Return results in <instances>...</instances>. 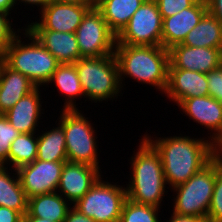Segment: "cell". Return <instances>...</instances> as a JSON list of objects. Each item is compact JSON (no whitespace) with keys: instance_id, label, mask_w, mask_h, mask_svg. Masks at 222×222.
Masks as SVG:
<instances>
[{"instance_id":"6da1fadb","label":"cell","mask_w":222,"mask_h":222,"mask_svg":"<svg viewBox=\"0 0 222 222\" xmlns=\"http://www.w3.org/2000/svg\"><path fill=\"white\" fill-rule=\"evenodd\" d=\"M160 155L170 189L187 182L217 155L218 147L209 138H191L183 134L170 137L143 136ZM207 139V140H205Z\"/></svg>"},{"instance_id":"7a4b0ae2","label":"cell","mask_w":222,"mask_h":222,"mask_svg":"<svg viewBox=\"0 0 222 222\" xmlns=\"http://www.w3.org/2000/svg\"><path fill=\"white\" fill-rule=\"evenodd\" d=\"M137 152L131 157V181L126 184L127 198L138 204L152 205L161 208L165 197V180L160 155L144 138L140 139Z\"/></svg>"},{"instance_id":"3957f363","label":"cell","mask_w":222,"mask_h":222,"mask_svg":"<svg viewBox=\"0 0 222 222\" xmlns=\"http://www.w3.org/2000/svg\"><path fill=\"white\" fill-rule=\"evenodd\" d=\"M115 57L119 66L120 82L125 77L139 84L153 86L164 93L167 86L169 52L162 46H130L116 44ZM163 92V93H162Z\"/></svg>"},{"instance_id":"277c9868","label":"cell","mask_w":222,"mask_h":222,"mask_svg":"<svg viewBox=\"0 0 222 222\" xmlns=\"http://www.w3.org/2000/svg\"><path fill=\"white\" fill-rule=\"evenodd\" d=\"M22 31L21 34L28 38L25 41L30 42H22L24 38L18 33L2 54V61L12 70L28 77L36 87L48 86L60 63L31 32L25 27Z\"/></svg>"},{"instance_id":"5b68a950","label":"cell","mask_w":222,"mask_h":222,"mask_svg":"<svg viewBox=\"0 0 222 222\" xmlns=\"http://www.w3.org/2000/svg\"><path fill=\"white\" fill-rule=\"evenodd\" d=\"M84 97L93 103L117 99L122 86L115 54L80 58L75 63Z\"/></svg>"},{"instance_id":"8992f818","label":"cell","mask_w":222,"mask_h":222,"mask_svg":"<svg viewBox=\"0 0 222 222\" xmlns=\"http://www.w3.org/2000/svg\"><path fill=\"white\" fill-rule=\"evenodd\" d=\"M61 111L58 123L65 134L67 160L100 169L95 127L79 109L62 108Z\"/></svg>"},{"instance_id":"52a82bcc","label":"cell","mask_w":222,"mask_h":222,"mask_svg":"<svg viewBox=\"0 0 222 222\" xmlns=\"http://www.w3.org/2000/svg\"><path fill=\"white\" fill-rule=\"evenodd\" d=\"M216 157L187 182L174 188L173 213L207 219L215 186Z\"/></svg>"},{"instance_id":"ba28073f","label":"cell","mask_w":222,"mask_h":222,"mask_svg":"<svg viewBox=\"0 0 222 222\" xmlns=\"http://www.w3.org/2000/svg\"><path fill=\"white\" fill-rule=\"evenodd\" d=\"M102 179L101 176L72 206L96 222H119L127 199L126 187Z\"/></svg>"},{"instance_id":"9c48e42d","label":"cell","mask_w":222,"mask_h":222,"mask_svg":"<svg viewBox=\"0 0 222 222\" xmlns=\"http://www.w3.org/2000/svg\"><path fill=\"white\" fill-rule=\"evenodd\" d=\"M75 36L80 58L114 54L117 35L109 28L101 11L95 5L84 15Z\"/></svg>"},{"instance_id":"30bf717a","label":"cell","mask_w":222,"mask_h":222,"mask_svg":"<svg viewBox=\"0 0 222 222\" xmlns=\"http://www.w3.org/2000/svg\"><path fill=\"white\" fill-rule=\"evenodd\" d=\"M163 18L155 0H145L117 35L116 44L162 46Z\"/></svg>"},{"instance_id":"8fae6325","label":"cell","mask_w":222,"mask_h":222,"mask_svg":"<svg viewBox=\"0 0 222 222\" xmlns=\"http://www.w3.org/2000/svg\"><path fill=\"white\" fill-rule=\"evenodd\" d=\"M66 161L35 160L17 169L26 197L56 192L63 165Z\"/></svg>"},{"instance_id":"7c38bea8","label":"cell","mask_w":222,"mask_h":222,"mask_svg":"<svg viewBox=\"0 0 222 222\" xmlns=\"http://www.w3.org/2000/svg\"><path fill=\"white\" fill-rule=\"evenodd\" d=\"M93 6L51 1L40 11L39 20L28 23L25 27L27 30H55L75 33L86 12Z\"/></svg>"},{"instance_id":"4fadbf2b","label":"cell","mask_w":222,"mask_h":222,"mask_svg":"<svg viewBox=\"0 0 222 222\" xmlns=\"http://www.w3.org/2000/svg\"><path fill=\"white\" fill-rule=\"evenodd\" d=\"M189 119L211 131L208 138L219 147L222 144V103L215 98L197 96L182 100L178 105Z\"/></svg>"},{"instance_id":"5bb4252c","label":"cell","mask_w":222,"mask_h":222,"mask_svg":"<svg viewBox=\"0 0 222 222\" xmlns=\"http://www.w3.org/2000/svg\"><path fill=\"white\" fill-rule=\"evenodd\" d=\"M168 69H184L207 74L222 65L220 48L190 47L178 44L170 49Z\"/></svg>"},{"instance_id":"9a60e30c","label":"cell","mask_w":222,"mask_h":222,"mask_svg":"<svg viewBox=\"0 0 222 222\" xmlns=\"http://www.w3.org/2000/svg\"><path fill=\"white\" fill-rule=\"evenodd\" d=\"M101 176V169L97 167L66 161L61 171L57 192L73 205Z\"/></svg>"},{"instance_id":"2e32d148","label":"cell","mask_w":222,"mask_h":222,"mask_svg":"<svg viewBox=\"0 0 222 222\" xmlns=\"http://www.w3.org/2000/svg\"><path fill=\"white\" fill-rule=\"evenodd\" d=\"M208 11L206 0H198L192 7H188L177 14L164 18L162 23V47L182 44L187 34L200 22Z\"/></svg>"},{"instance_id":"e0dca14e","label":"cell","mask_w":222,"mask_h":222,"mask_svg":"<svg viewBox=\"0 0 222 222\" xmlns=\"http://www.w3.org/2000/svg\"><path fill=\"white\" fill-rule=\"evenodd\" d=\"M163 94L177 105L187 98L207 96L206 74L184 69H168L167 86Z\"/></svg>"},{"instance_id":"ac0fdd59","label":"cell","mask_w":222,"mask_h":222,"mask_svg":"<svg viewBox=\"0 0 222 222\" xmlns=\"http://www.w3.org/2000/svg\"><path fill=\"white\" fill-rule=\"evenodd\" d=\"M40 87L23 96L4 115L19 133H36L41 119L42 103ZM37 127V129H36Z\"/></svg>"},{"instance_id":"d6986e66","label":"cell","mask_w":222,"mask_h":222,"mask_svg":"<svg viewBox=\"0 0 222 222\" xmlns=\"http://www.w3.org/2000/svg\"><path fill=\"white\" fill-rule=\"evenodd\" d=\"M60 63H75L80 59L75 33L55 30H28Z\"/></svg>"},{"instance_id":"ffe728a7","label":"cell","mask_w":222,"mask_h":222,"mask_svg":"<svg viewBox=\"0 0 222 222\" xmlns=\"http://www.w3.org/2000/svg\"><path fill=\"white\" fill-rule=\"evenodd\" d=\"M35 88L28 77L12 70L3 61L0 62V114L6 113Z\"/></svg>"},{"instance_id":"44dd1931","label":"cell","mask_w":222,"mask_h":222,"mask_svg":"<svg viewBox=\"0 0 222 222\" xmlns=\"http://www.w3.org/2000/svg\"><path fill=\"white\" fill-rule=\"evenodd\" d=\"M71 203L61 196L57 191L37 195L28 199L26 216L45 218L53 222H63Z\"/></svg>"},{"instance_id":"7402d4cb","label":"cell","mask_w":222,"mask_h":222,"mask_svg":"<svg viewBox=\"0 0 222 222\" xmlns=\"http://www.w3.org/2000/svg\"><path fill=\"white\" fill-rule=\"evenodd\" d=\"M13 170L8 169V166H0V206L13 209L24 216L27 213L28 198L22 188L17 169ZM12 171L15 172L13 175Z\"/></svg>"},{"instance_id":"603a6c76","label":"cell","mask_w":222,"mask_h":222,"mask_svg":"<svg viewBox=\"0 0 222 222\" xmlns=\"http://www.w3.org/2000/svg\"><path fill=\"white\" fill-rule=\"evenodd\" d=\"M182 44L222 50V23L207 11L200 22L187 34Z\"/></svg>"},{"instance_id":"cb8c5ba5","label":"cell","mask_w":222,"mask_h":222,"mask_svg":"<svg viewBox=\"0 0 222 222\" xmlns=\"http://www.w3.org/2000/svg\"><path fill=\"white\" fill-rule=\"evenodd\" d=\"M49 83H54L59 93L64 94L65 103L63 109L78 108L76 107L75 99L84 97V92L74 63L59 64Z\"/></svg>"},{"instance_id":"d4e9b609","label":"cell","mask_w":222,"mask_h":222,"mask_svg":"<svg viewBox=\"0 0 222 222\" xmlns=\"http://www.w3.org/2000/svg\"><path fill=\"white\" fill-rule=\"evenodd\" d=\"M145 0H99L95 6L101 11L109 28L118 35Z\"/></svg>"},{"instance_id":"484cf974","label":"cell","mask_w":222,"mask_h":222,"mask_svg":"<svg viewBox=\"0 0 222 222\" xmlns=\"http://www.w3.org/2000/svg\"><path fill=\"white\" fill-rule=\"evenodd\" d=\"M57 125L56 128L54 127L49 131H41V134L37 133V160L50 162L68 161L63 127L59 123Z\"/></svg>"},{"instance_id":"4316f807","label":"cell","mask_w":222,"mask_h":222,"mask_svg":"<svg viewBox=\"0 0 222 222\" xmlns=\"http://www.w3.org/2000/svg\"><path fill=\"white\" fill-rule=\"evenodd\" d=\"M37 133H20L11 143L8 166L12 169L32 163L37 159Z\"/></svg>"},{"instance_id":"83f0119b","label":"cell","mask_w":222,"mask_h":222,"mask_svg":"<svg viewBox=\"0 0 222 222\" xmlns=\"http://www.w3.org/2000/svg\"><path fill=\"white\" fill-rule=\"evenodd\" d=\"M159 210L156 206L138 204L127 198L119 222H161V218H158Z\"/></svg>"},{"instance_id":"f1b7e54d","label":"cell","mask_w":222,"mask_h":222,"mask_svg":"<svg viewBox=\"0 0 222 222\" xmlns=\"http://www.w3.org/2000/svg\"><path fill=\"white\" fill-rule=\"evenodd\" d=\"M207 222H222V157L219 154L216 156L215 186Z\"/></svg>"},{"instance_id":"f546056e","label":"cell","mask_w":222,"mask_h":222,"mask_svg":"<svg viewBox=\"0 0 222 222\" xmlns=\"http://www.w3.org/2000/svg\"><path fill=\"white\" fill-rule=\"evenodd\" d=\"M19 134L7 117L0 114V166L7 167L10 145Z\"/></svg>"},{"instance_id":"4dcf8cb0","label":"cell","mask_w":222,"mask_h":222,"mask_svg":"<svg viewBox=\"0 0 222 222\" xmlns=\"http://www.w3.org/2000/svg\"><path fill=\"white\" fill-rule=\"evenodd\" d=\"M11 16L0 12V54L2 55L6 48L11 44L14 37L21 31L22 28L17 30L13 28V22L10 21ZM16 30V31H15Z\"/></svg>"},{"instance_id":"1f68e13d","label":"cell","mask_w":222,"mask_h":222,"mask_svg":"<svg viewBox=\"0 0 222 222\" xmlns=\"http://www.w3.org/2000/svg\"><path fill=\"white\" fill-rule=\"evenodd\" d=\"M162 18L177 14L185 8L192 7L198 0H155Z\"/></svg>"},{"instance_id":"d6a6232c","label":"cell","mask_w":222,"mask_h":222,"mask_svg":"<svg viewBox=\"0 0 222 222\" xmlns=\"http://www.w3.org/2000/svg\"><path fill=\"white\" fill-rule=\"evenodd\" d=\"M208 95L222 103V65L206 74Z\"/></svg>"},{"instance_id":"836d02e7","label":"cell","mask_w":222,"mask_h":222,"mask_svg":"<svg viewBox=\"0 0 222 222\" xmlns=\"http://www.w3.org/2000/svg\"><path fill=\"white\" fill-rule=\"evenodd\" d=\"M23 216L10 208L0 206V222H20Z\"/></svg>"},{"instance_id":"e575fe53","label":"cell","mask_w":222,"mask_h":222,"mask_svg":"<svg viewBox=\"0 0 222 222\" xmlns=\"http://www.w3.org/2000/svg\"><path fill=\"white\" fill-rule=\"evenodd\" d=\"M63 222H96V221L82 214L72 206Z\"/></svg>"},{"instance_id":"d590c367","label":"cell","mask_w":222,"mask_h":222,"mask_svg":"<svg viewBox=\"0 0 222 222\" xmlns=\"http://www.w3.org/2000/svg\"><path fill=\"white\" fill-rule=\"evenodd\" d=\"M208 11L222 23V0H206Z\"/></svg>"},{"instance_id":"8d00e7d4","label":"cell","mask_w":222,"mask_h":222,"mask_svg":"<svg viewBox=\"0 0 222 222\" xmlns=\"http://www.w3.org/2000/svg\"><path fill=\"white\" fill-rule=\"evenodd\" d=\"M167 222H207V219L195 216L176 215L173 213Z\"/></svg>"},{"instance_id":"74e56055","label":"cell","mask_w":222,"mask_h":222,"mask_svg":"<svg viewBox=\"0 0 222 222\" xmlns=\"http://www.w3.org/2000/svg\"><path fill=\"white\" fill-rule=\"evenodd\" d=\"M17 1L21 4L24 3L25 4L24 6L29 4V6L35 5V6H37V8L40 7V8H38L39 9L38 11H40L45 6H47L52 0H14L15 5L17 4Z\"/></svg>"},{"instance_id":"f35d334b","label":"cell","mask_w":222,"mask_h":222,"mask_svg":"<svg viewBox=\"0 0 222 222\" xmlns=\"http://www.w3.org/2000/svg\"><path fill=\"white\" fill-rule=\"evenodd\" d=\"M14 0H0V12L11 16L10 12L15 8Z\"/></svg>"},{"instance_id":"ab89813d","label":"cell","mask_w":222,"mask_h":222,"mask_svg":"<svg viewBox=\"0 0 222 222\" xmlns=\"http://www.w3.org/2000/svg\"><path fill=\"white\" fill-rule=\"evenodd\" d=\"M55 2L75 4V5H95L91 0H52Z\"/></svg>"},{"instance_id":"60d3db41","label":"cell","mask_w":222,"mask_h":222,"mask_svg":"<svg viewBox=\"0 0 222 222\" xmlns=\"http://www.w3.org/2000/svg\"><path fill=\"white\" fill-rule=\"evenodd\" d=\"M23 219L25 222H53L50 220H46L45 218H39V217H34V216H23Z\"/></svg>"},{"instance_id":"b9f144b4","label":"cell","mask_w":222,"mask_h":222,"mask_svg":"<svg viewBox=\"0 0 222 222\" xmlns=\"http://www.w3.org/2000/svg\"><path fill=\"white\" fill-rule=\"evenodd\" d=\"M218 154L222 157V144L218 147Z\"/></svg>"},{"instance_id":"7bdbcfd3","label":"cell","mask_w":222,"mask_h":222,"mask_svg":"<svg viewBox=\"0 0 222 222\" xmlns=\"http://www.w3.org/2000/svg\"><path fill=\"white\" fill-rule=\"evenodd\" d=\"M94 4L96 3V2H98L99 0H91Z\"/></svg>"}]
</instances>
